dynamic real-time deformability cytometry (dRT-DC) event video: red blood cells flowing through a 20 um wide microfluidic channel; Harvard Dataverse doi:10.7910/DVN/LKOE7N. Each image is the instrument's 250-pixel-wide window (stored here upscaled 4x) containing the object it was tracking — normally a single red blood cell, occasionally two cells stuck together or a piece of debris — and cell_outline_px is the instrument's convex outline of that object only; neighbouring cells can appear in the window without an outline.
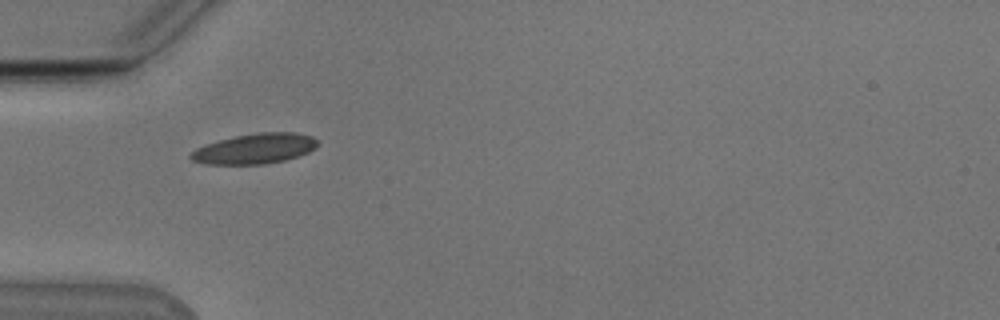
{"species": "Egyptian fruit bat (a non-hibernating species)", "species_latin": "Rousettus aegyptiacus", "temperature_condition": "cold", "stored_images_in_passage": 4, "camera_frame_rate_fps": 3000, "um_per_image_px": 0.085, "animal": {"sex": "male"}, "frame": {"image": 1, "passage_image": 1, "time_ms": 0.0, "image_size_px": [1000, 320], "cell_outline_px": [[316, 144], [308, 152], [284, 160], [264, 164], [204, 164], [192, 160], [188, 156], [196, 148], [204, 144], [236, 136], [260, 132], [296, 132], [312, 136], [316, 140]], "centroid_in_image_um": [21.61, 12.63], "position_along_channel_um": 63.4, "area_um2": 22.08}}
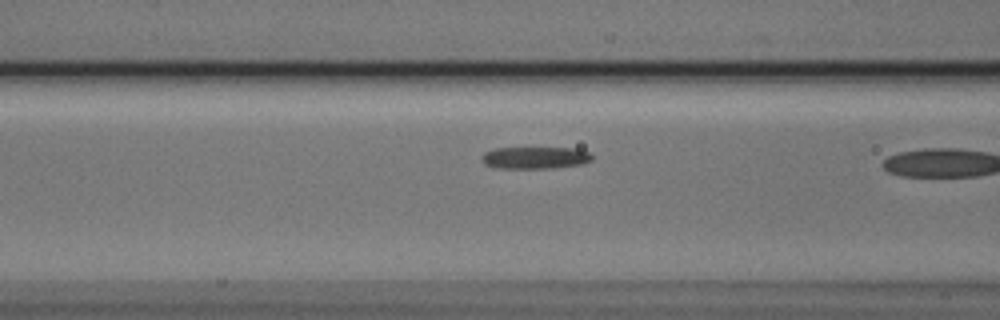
{"frame": {"image": 2, "passage_image": 3, "time_ms": 0.667, "image_size_px": [1000, 320], "cell_outline_px": [[592, 160], [580, 164], [552, 168], [496, 168], [484, 164], [480, 160], [480, 156], [484, 152], [492, 148], [576, 148], [592, 152]], "centroid_in_image_um": [45.45, 13.4], "position_along_channel_um": 121.2, "area_um2": 14.39}}